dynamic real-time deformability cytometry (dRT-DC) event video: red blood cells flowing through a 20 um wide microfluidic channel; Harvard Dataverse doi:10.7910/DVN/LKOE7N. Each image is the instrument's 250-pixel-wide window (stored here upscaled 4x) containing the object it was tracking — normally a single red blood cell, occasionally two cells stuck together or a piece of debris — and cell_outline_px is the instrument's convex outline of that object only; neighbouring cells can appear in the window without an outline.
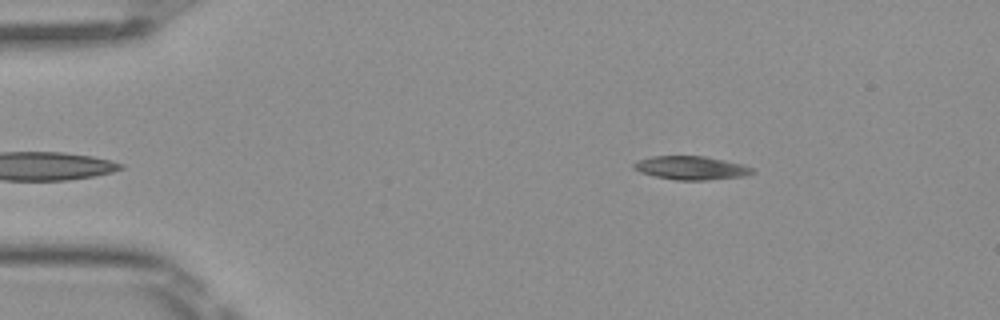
{"species": "Egyptian fruit bat (a non-hibernating species)", "species_latin": "Rousettus aegyptiacus", "temperature_condition": "room temperature", "stored_images_in_passage": 43, "camera_frame_rate_fps": 3000, "um_per_image_px": 0.085, "frame": {"image": 1, "passage_image": 1, "time_ms": 0.0, "image_size_px": [1000, 320], "cell_outline_px": [[756, 172], [744, 176], [708, 180], [676, 180], [656, 176], [640, 172], [632, 168], [632, 164], [636, 160], [652, 156], [704, 156], [744, 164], [752, 168]], "centroid_in_image_um": [58.73, 14.27], "position_along_channel_um": 26.3, "area_um2": 16.36}}
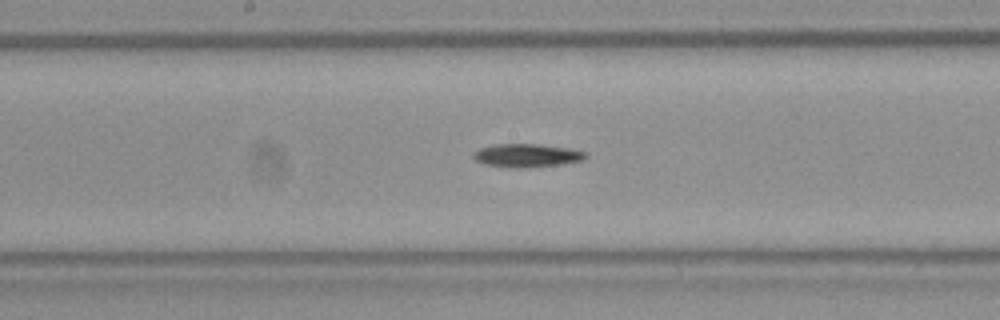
{"frame": {"image": 2, "passage_image": 19, "time_ms": 6.0, "image_size_px": [1000, 320], "cell_outline_px": [[588, 156], [584, 160], [560, 164], [520, 168], [484, 164], [476, 160], [472, 156], [472, 152], [480, 148], [496, 144], [536, 144], [568, 148], [588, 152]], "centroid_in_image_um": [44.79, 13.2], "position_along_channel_um": 203.4, "area_um2": 15.14}}
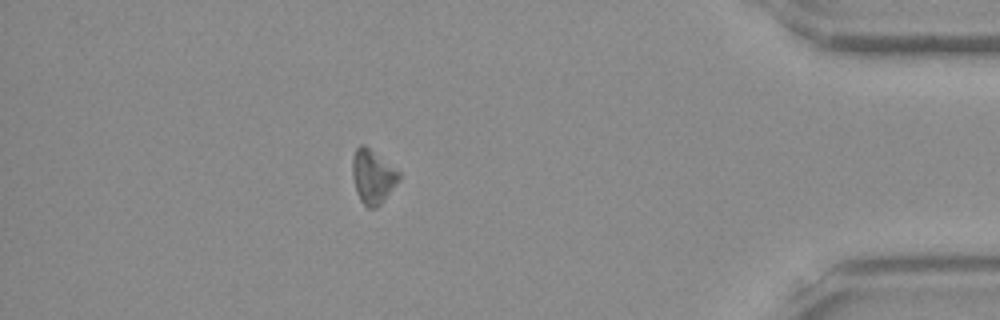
{"frame": {"image": 3, "passage_image": 37, "time_ms": 12.0, "image_size_px": [1000, 320], "cell_outline_px": [[400, 180], [380, 204], [376, 208], [368, 208], [360, 200], [356, 192], [352, 176], [352, 156], [356, 148], [360, 144], [364, 144], [400, 172]], "centroid_in_image_um": [31.66, 15.0], "position_along_channel_um": 403.5, "area_um2": 14.62}}